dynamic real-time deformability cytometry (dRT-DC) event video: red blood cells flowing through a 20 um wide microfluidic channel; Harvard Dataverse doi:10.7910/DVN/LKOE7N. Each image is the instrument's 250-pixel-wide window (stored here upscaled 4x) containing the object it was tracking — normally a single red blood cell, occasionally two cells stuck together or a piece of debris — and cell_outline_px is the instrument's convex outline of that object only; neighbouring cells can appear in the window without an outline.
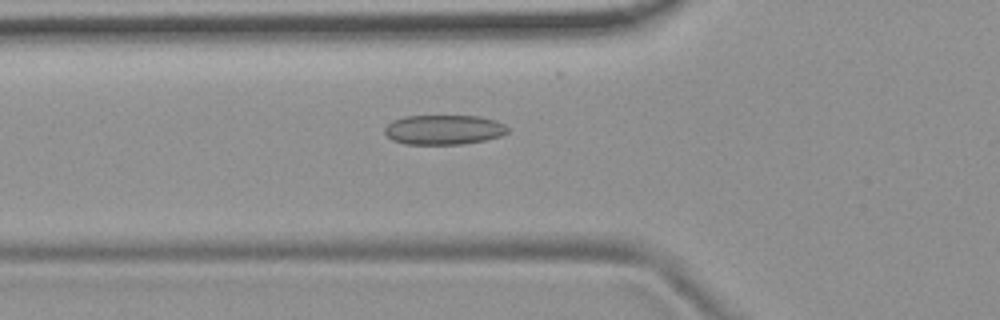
{"species": "common noctule bat (a hibernating species)", "species_latin": "Nyctalus noctula", "temperature_condition": "room temperature", "stored_images_in_passage": 54, "camera_frame_rate_fps": 3000, "um_per_image_px": 0.085, "animal": {"sex": "female", "body_mass_g": 19.9}, "frame": {"image": 1, "passage_image": 19, "time_ms": 6.0, "image_size_px": [1000, 320], "cell_outline_px": [[508, 132], [500, 136], [484, 140], [464, 144], [404, 144], [392, 140], [384, 132], [384, 128], [392, 120], [404, 116], [480, 116], [496, 120], [504, 124], [508, 128]], "centroid_in_image_um": [37.71, 11.02], "position_along_channel_um": 88.1, "area_um2": 21.39}}
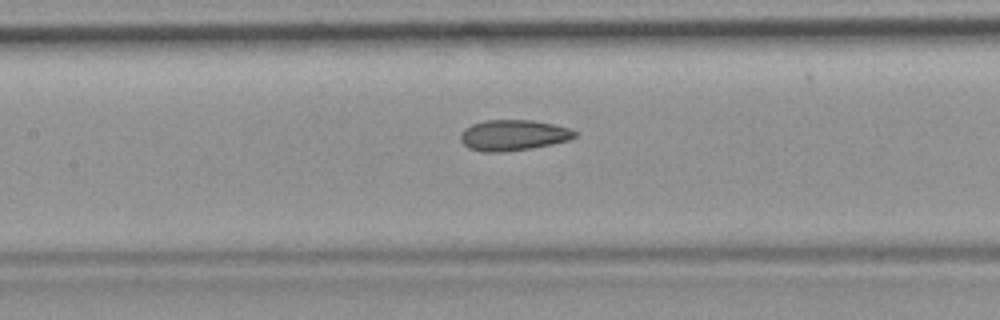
{"frame": {"image": 2, "passage_image": 25, "time_ms": 8.0, "image_size_px": [1000, 320], "cell_outline_px": [[576, 136], [568, 140], [552, 144], [532, 148], [504, 152], [484, 152], [468, 148], [460, 140], [460, 132], [464, 128], [472, 124], [484, 120], [532, 120], [572, 128], [576, 132]], "centroid_in_image_um": [43.6, 11.49], "position_along_channel_um": 163.8, "area_um2": 20.63}}
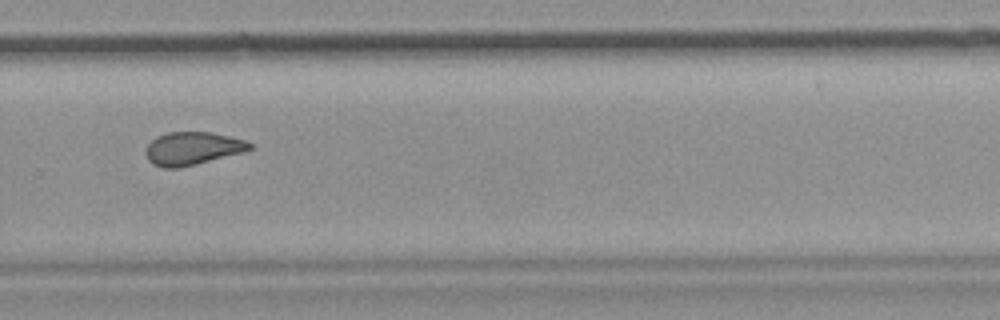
{"frame": {"image": 3, "passage_image": 37, "time_ms": 12.0, "image_size_px": [1000, 320], "cell_outline_px": [[252, 148], [244, 152], [180, 168], [164, 168], [152, 164], [148, 160], [148, 144], [156, 136], [168, 132], [212, 132], [244, 140], [252, 144]], "centroid_in_image_um": [16.37, 12.62], "position_along_channel_um": 313.4, "area_um2": 19.83}, "authors_computed_cell_mechanics": {"area_um2": 20.6057, "velocity_mm_per_s": 3.7593, "shape_relaxation_time_tau1_ms": null, "shape_relaxation_time_tau2_ms": 2.3362, "deformation_change_tau1": null, "deformation_change_tau2": 0.096}}